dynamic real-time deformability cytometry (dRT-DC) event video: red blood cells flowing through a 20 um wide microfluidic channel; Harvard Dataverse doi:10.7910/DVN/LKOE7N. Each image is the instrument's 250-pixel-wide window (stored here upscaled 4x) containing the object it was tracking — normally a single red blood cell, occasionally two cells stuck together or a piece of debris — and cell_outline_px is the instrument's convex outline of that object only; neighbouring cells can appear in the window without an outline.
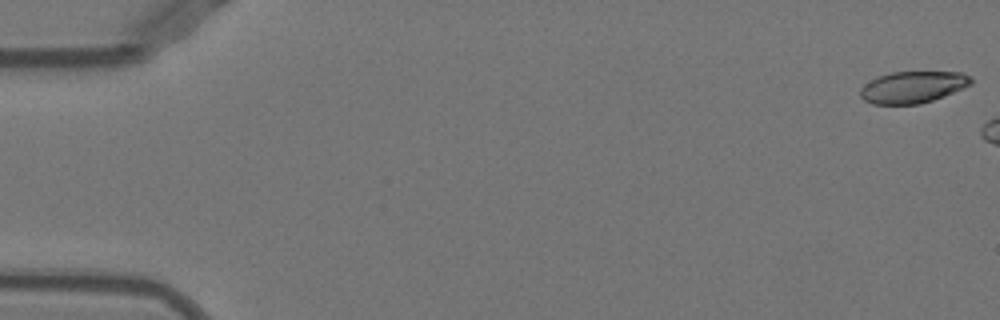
{"species": "Egyptian fruit bat (a non-hibernating species)", "species_latin": "Rousettus aegyptiacus", "temperature_condition": "warm", "stored_images_in_passage": 6, "camera_frame_rate_fps": 3000, "um_per_image_px": 0.085, "animal": {"sex": "female"}, "frame": {"image": 1, "passage_image": 1, "time_ms": 0.0, "image_size_px": [1000, 320], "cell_outline_px": [[972, 84], [944, 96], [920, 104], [872, 104], [864, 100], [860, 96], [860, 88], [864, 84], [876, 76], [892, 72], [964, 72], [972, 76]], "centroid_in_image_um": [77.58, 7.39], "position_along_channel_um": 7.4, "area_um2": 20.63}}